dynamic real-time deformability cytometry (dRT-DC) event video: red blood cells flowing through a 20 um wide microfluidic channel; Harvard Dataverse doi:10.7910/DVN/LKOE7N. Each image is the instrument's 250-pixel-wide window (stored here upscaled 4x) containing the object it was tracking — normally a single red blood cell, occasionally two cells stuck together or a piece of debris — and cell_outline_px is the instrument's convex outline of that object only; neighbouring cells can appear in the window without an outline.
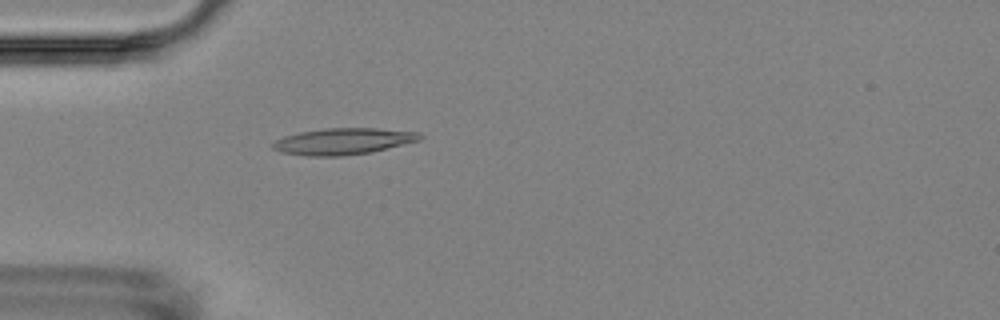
{"species": "Egyptian fruit bat (a non-hibernating species)", "species_latin": "Rousettus aegyptiacus", "temperature_condition": "room temperature", "stored_images_in_passage": 3, "camera_frame_rate_fps": 3000, "um_per_image_px": 0.085, "animal": {"sex": "female"}, "frame": {"image": 1, "passage_image": 3, "time_ms": 3.333, "image_size_px": [1000, 320], "cell_outline_px": [[424, 136], [420, 140], [372, 152], [340, 156], [304, 156], [280, 152], [272, 148], [272, 144], [276, 140], [284, 136], [300, 132], [324, 128], [376, 128], [420, 132]], "centroid_in_image_um": [29.18, 12.01], "position_along_channel_um": 55.8, "area_um2": 22.77}}